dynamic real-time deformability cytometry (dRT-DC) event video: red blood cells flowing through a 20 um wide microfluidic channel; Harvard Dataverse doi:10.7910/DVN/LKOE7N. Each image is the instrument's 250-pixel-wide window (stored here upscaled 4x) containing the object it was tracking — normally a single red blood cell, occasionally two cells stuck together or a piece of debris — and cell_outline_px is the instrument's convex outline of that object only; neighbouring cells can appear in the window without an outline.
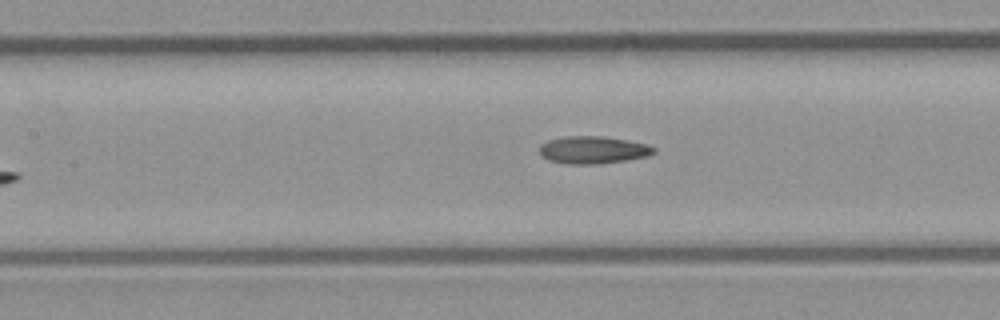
{"species": "common noctule bat (a hibernating species)", "species_latin": "Nyctalus noctula", "temperature_condition": "room temperature", "stored_images_in_passage": 7, "camera_frame_rate_fps": 3000, "um_per_image_px": 0.085, "animal": {"sex": "male", "body_mass_g": 23.1, "forearm_length_mm": 52.7}, "frame": {"image": 1, "passage_image": 7, "time_ms": 2.0, "image_size_px": [1000, 320], "cell_outline_px": [[656, 152], [648, 156], [600, 164], [564, 164], [548, 160], [540, 152], [540, 144], [548, 140], [564, 136], [600, 136], [648, 144], [656, 148]], "centroid_in_image_um": [50.4, 12.75], "position_along_channel_um": 157.0, "area_um2": 18.26}}